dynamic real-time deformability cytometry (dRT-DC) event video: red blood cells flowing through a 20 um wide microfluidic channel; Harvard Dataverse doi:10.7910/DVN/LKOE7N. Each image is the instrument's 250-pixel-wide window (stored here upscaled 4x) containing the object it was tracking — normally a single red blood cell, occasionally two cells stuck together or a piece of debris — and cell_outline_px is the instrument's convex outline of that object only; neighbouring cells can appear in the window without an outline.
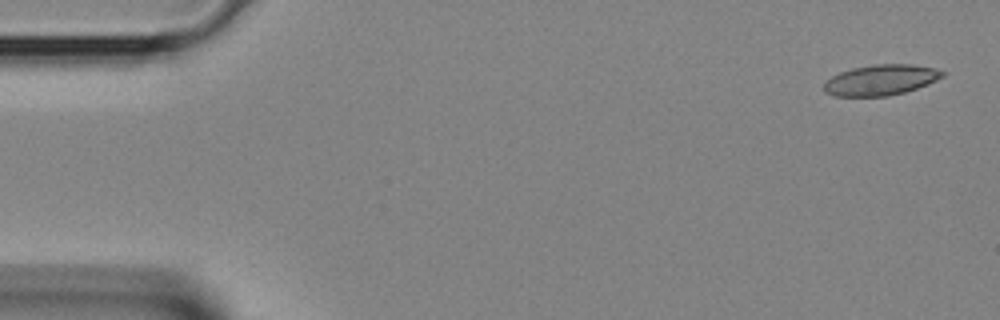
{"species": "Egyptian fruit bat (a non-hibernating species)", "species_latin": "Rousettus aegyptiacus", "temperature_condition": "room temperature", "stored_images_in_passage": 8, "camera_frame_rate_fps": 3000, "um_per_image_px": 0.085, "animal": {"sex": "female"}, "frame": {"image": 1, "passage_image": 2, "time_ms": 0.333, "image_size_px": [1000, 320], "cell_outline_px": [[944, 76], [928, 84], [904, 92], [888, 96], [832, 96], [824, 92], [824, 84], [832, 76], [840, 72], [852, 68], [872, 64], [912, 64], [936, 68], [944, 72]], "centroid_in_image_um": [74.86, 6.79], "position_along_channel_um": 10.1, "area_um2": 21.15}}